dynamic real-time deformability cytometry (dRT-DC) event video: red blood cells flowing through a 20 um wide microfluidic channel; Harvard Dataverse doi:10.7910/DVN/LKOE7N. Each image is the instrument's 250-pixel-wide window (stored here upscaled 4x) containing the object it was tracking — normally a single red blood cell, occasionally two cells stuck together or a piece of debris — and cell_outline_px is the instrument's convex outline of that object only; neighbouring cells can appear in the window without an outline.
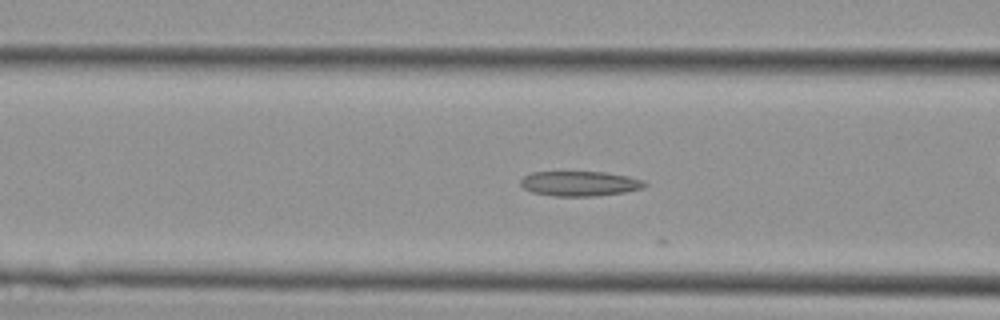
{"species": "Egyptian fruit bat (a non-hibernating species)", "species_latin": "Rousettus aegyptiacus", "temperature_condition": "cold", "stored_images_in_passage": 21, "camera_frame_rate_fps": 3000, "um_per_image_px": 0.085, "animal": {"sex": "female"}, "frame": {"image": 1, "passage_image": 15, "time_ms": 4.667, "image_size_px": [1000, 320], "cell_outline_px": [[648, 184], [644, 188], [624, 192], [596, 196], [552, 196], [532, 192], [524, 188], [520, 184], [520, 180], [524, 176], [532, 172], [604, 172], [628, 176], [644, 180]], "centroid_in_image_um": [49.29, 15.6], "position_along_channel_um": 117.3, "area_um2": 18.09}}